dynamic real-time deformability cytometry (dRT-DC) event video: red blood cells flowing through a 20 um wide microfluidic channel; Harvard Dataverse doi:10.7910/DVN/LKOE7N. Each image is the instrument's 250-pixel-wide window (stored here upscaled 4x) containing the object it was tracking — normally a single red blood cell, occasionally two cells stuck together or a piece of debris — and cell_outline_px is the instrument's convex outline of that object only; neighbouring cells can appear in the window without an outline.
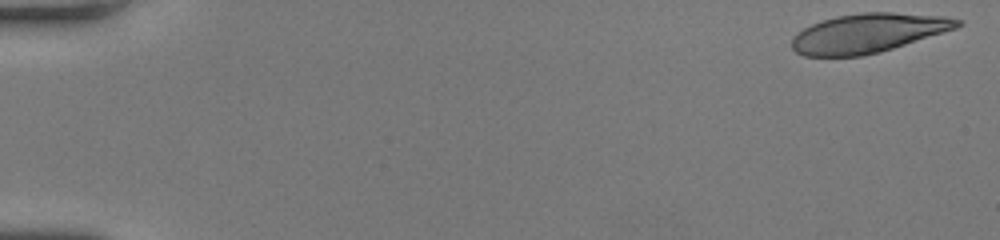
{"species": "human", "species_latin": "Homo sapiens", "temperature_condition": "room temperature", "stored_images_in_passage": 49, "camera_frame_rate_fps": 3000, "um_per_image_px": 0.085, "donor": {"sex": "female"}, "frame": {"image": 1, "passage_image": 1, "time_ms": 0.0, "image_size_px": [1000, 240], "cell_outline_px": [[964, 24], [956, 28], [880, 52], [860, 56], [804, 56], [796, 52], [792, 48], [792, 36], [796, 32], [812, 24], [836, 16], [864, 12], [892, 12], [944, 16], [964, 20]], "centroid_in_image_um": [73.79, 2.81], "position_along_channel_um": 11.2, "area_um2": 37.69}}
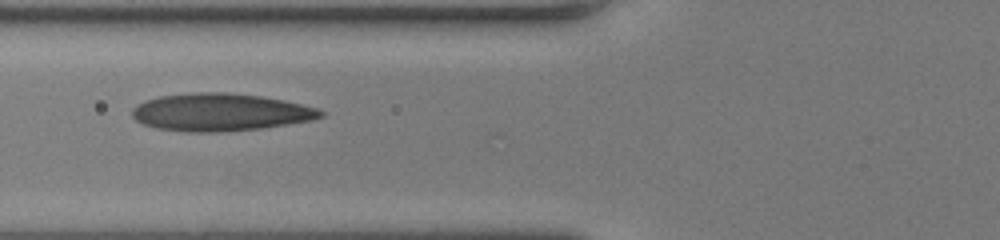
{"frame": {"image": 2, "passage_image": 20, "time_ms": 6.333, "image_size_px": [1000, 240], "cell_outline_px": [[324, 116], [312, 120], [264, 128], [216, 132], [188, 132], [156, 128], [144, 124], [136, 120], [132, 116], [132, 108], [136, 104], [160, 96], [196, 92], [228, 92], [260, 96], [284, 100], [316, 108], [324, 112]], "centroid_in_image_um": [18.72, 9.54], "position_along_channel_um": 107.1, "area_um2": 41.21}}
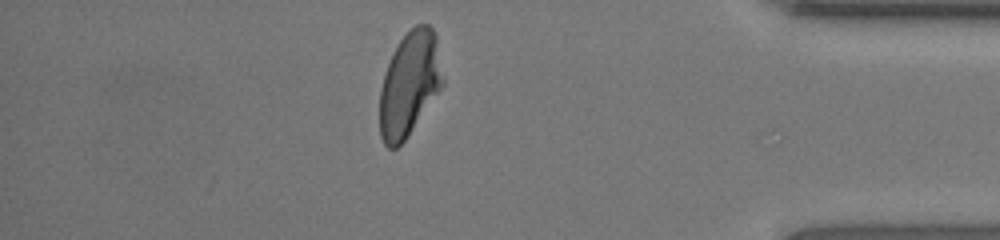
{"frame": {"image": 3, "passage_image": 43, "time_ms": 14.0, "image_size_px": [1000, 240], "cell_outline_px": [[444, 84], [408, 136], [396, 148], [388, 148], [384, 144], [380, 136], [380, 88], [384, 72], [400, 40], [416, 24], [428, 24], [432, 28], [436, 36], [444, 80]], "centroid_in_image_um": [34.81, 7.15], "position_along_channel_um": 400.4, "area_um2": 38.15}, "authors_computed_cell_mechanics": {"area_um2": 38.9572, "velocity_mm_per_s": 4.2266, "shape_relaxation_time_tau1_ms": null, "shape_relaxation_time_tau2_ms": 1.244, "deformation_change_tau1": null, "deformation_change_tau2": 0.0889}}